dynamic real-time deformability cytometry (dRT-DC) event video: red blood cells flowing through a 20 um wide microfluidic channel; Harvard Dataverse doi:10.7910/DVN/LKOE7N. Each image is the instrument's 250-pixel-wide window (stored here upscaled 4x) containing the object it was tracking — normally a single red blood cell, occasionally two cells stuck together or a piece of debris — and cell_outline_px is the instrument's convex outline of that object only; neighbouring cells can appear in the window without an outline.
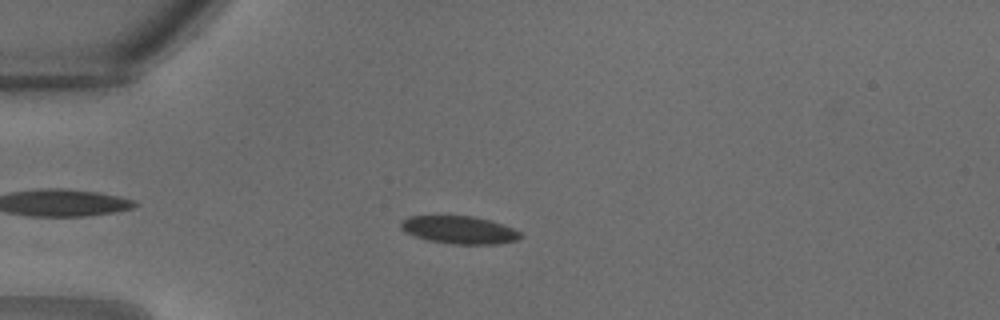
{"species": "common noctule bat (a hibernating species)", "species_latin": "Nyctalus noctula", "temperature_condition": "warm", "stored_images_in_passage": 26, "camera_frame_rate_fps": 3000, "um_per_image_px": 0.085, "animal": {"sex": "male", "body_mass_g": 18.8}, "frame": {"image": 1, "passage_image": 4, "time_ms": 1.0, "image_size_px": [1000, 320], "cell_outline_px": [[524, 236], [516, 240], [500, 244], [452, 244], [428, 240], [416, 236], [400, 228], [400, 220], [408, 216], [472, 216], [492, 220], [512, 228], [520, 232]], "centroid_in_image_um": [39.06, 19.54], "position_along_channel_um": 45.9, "area_um2": 19.36}}
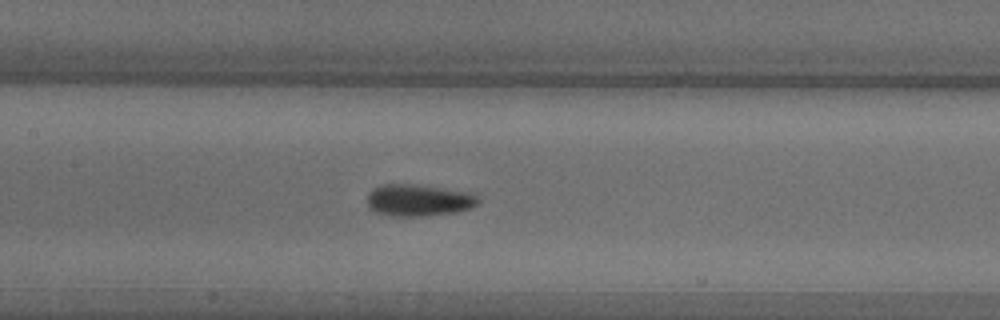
{"frame": {"image": 2, "passage_image": 11, "time_ms": 3.333, "image_size_px": [1000, 320], "cell_outline_px": [[480, 200], [472, 208], [456, 212], [424, 216], [388, 216], [372, 212], [368, 208], [368, 192], [372, 188], [380, 184], [416, 184], [476, 192]], "centroid_in_image_um": [35.59, 17.01], "position_along_channel_um": 171.8, "area_um2": 21.27}}
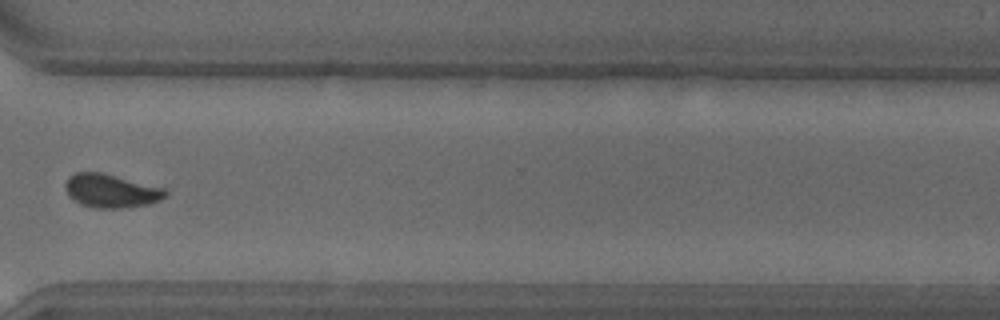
{"frame": {"image": 3, "passage_image": 20, "time_ms": 6.333, "image_size_px": [1000, 320], "cell_outline_px": [[168, 196], [160, 200], [148, 204], [128, 208], [96, 208], [80, 204], [68, 196], [64, 188], [64, 184], [68, 176], [76, 172], [104, 172], [164, 188], [168, 192]], "centroid_in_image_um": [9.43, 16.22], "position_along_channel_um": 361.2, "area_um2": 19.94}}